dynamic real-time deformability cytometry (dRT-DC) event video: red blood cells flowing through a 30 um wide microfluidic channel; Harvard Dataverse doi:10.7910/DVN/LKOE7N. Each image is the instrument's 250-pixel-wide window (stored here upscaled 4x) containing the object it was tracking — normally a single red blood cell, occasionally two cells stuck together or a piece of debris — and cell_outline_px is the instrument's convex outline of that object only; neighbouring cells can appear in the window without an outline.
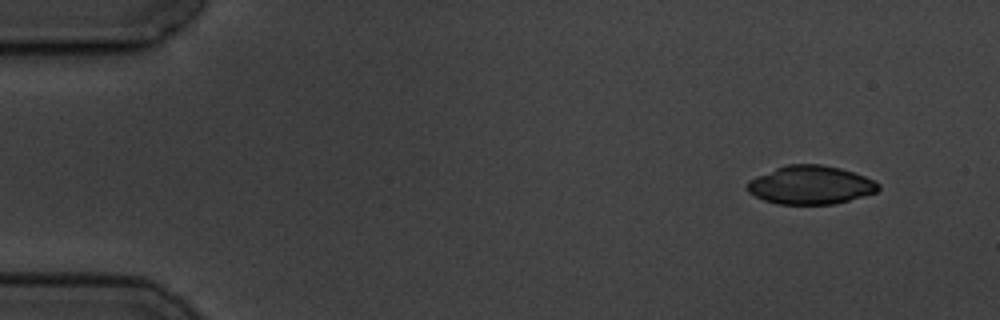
{"species": "common noctule bat (a hibernating species)", "species_latin": "Nyctalus noctula", "temperature_condition": "cold", "stored_images_in_passage": 4, "camera_frame_rate_fps": 3000, "um_per_image_px": 0.085, "animal": {"sex": "male", "body_mass_g": 19.5, "forearm_length_mm": 54.6}, "frame": {"image": 1, "passage_image": 1, "time_ms": 0.0, "image_size_px": [1000, 320], "cell_outline_px": [[880, 188], [876, 192], [864, 196], [832, 204], [776, 204], [764, 200], [748, 192], [748, 180], [756, 176], [776, 168], [788, 164], [820, 164], [840, 168], [864, 176], [880, 184]], "centroid_in_image_um": [68.89, 15.72], "position_along_channel_um": 16.1, "area_um2": 29.19}}